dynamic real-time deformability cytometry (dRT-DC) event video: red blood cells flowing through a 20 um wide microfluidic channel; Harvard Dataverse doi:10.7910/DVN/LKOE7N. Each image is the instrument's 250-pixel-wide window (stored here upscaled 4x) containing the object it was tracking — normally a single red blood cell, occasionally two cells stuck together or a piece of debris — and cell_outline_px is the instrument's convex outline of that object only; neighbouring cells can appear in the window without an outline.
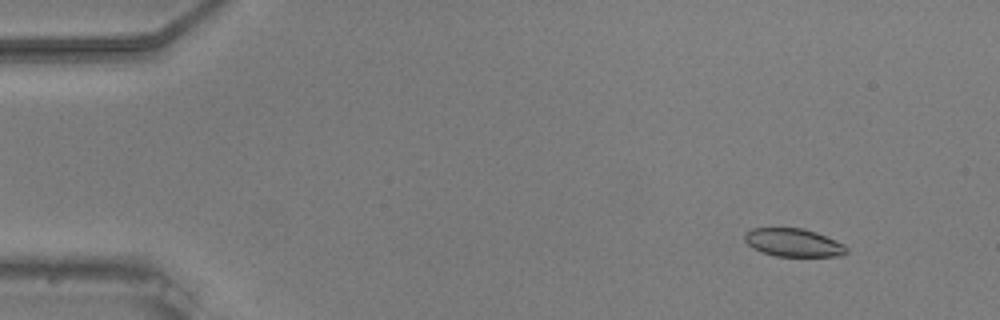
{"species": "common noctule bat (a hibernating species)", "species_latin": "Nyctalus noctula", "temperature_condition": "warm", "stored_images_in_passage": 16, "camera_frame_rate_fps": 3000, "um_per_image_px": 0.085, "animal": {"sex": "male", "body_mass_g": 20.5, "forearm_length_mm": 52.5}, "frame": {"image": 1, "passage_image": 6, "time_ms": 1.667, "image_size_px": [1000, 320], "cell_outline_px": [[848, 252], [840, 256], [776, 256], [760, 252], [752, 248], [744, 240], [744, 232], [752, 228], [804, 228], [816, 232], [844, 244], [848, 248]], "centroid_in_image_um": [67.41, 20.62], "position_along_channel_um": 17.6, "area_um2": 16.82}}
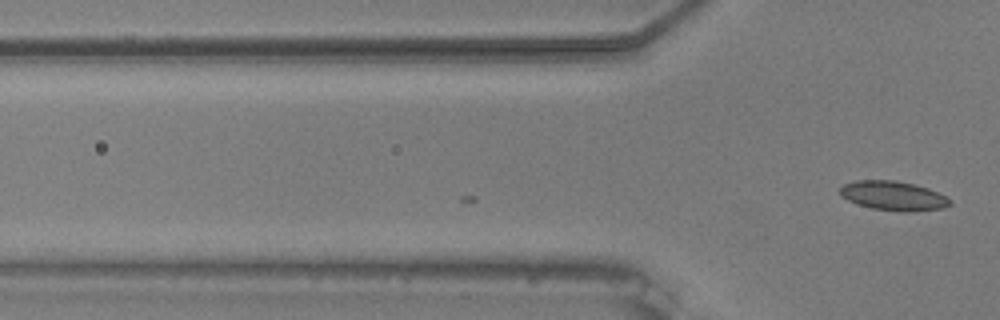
{"frame": {"image": 2, "passage_image": 16, "time_ms": 5.0, "image_size_px": [1000, 320], "cell_outline_px": [[952, 204], [944, 208], [912, 212], [904, 212], [872, 208], [856, 204], [840, 196], [840, 188], [844, 184], [856, 180], [892, 180], [912, 184], [928, 188], [952, 200]], "centroid_in_image_um": [75.93, 16.65], "position_along_channel_um": 49.9, "area_um2": 18.79}}